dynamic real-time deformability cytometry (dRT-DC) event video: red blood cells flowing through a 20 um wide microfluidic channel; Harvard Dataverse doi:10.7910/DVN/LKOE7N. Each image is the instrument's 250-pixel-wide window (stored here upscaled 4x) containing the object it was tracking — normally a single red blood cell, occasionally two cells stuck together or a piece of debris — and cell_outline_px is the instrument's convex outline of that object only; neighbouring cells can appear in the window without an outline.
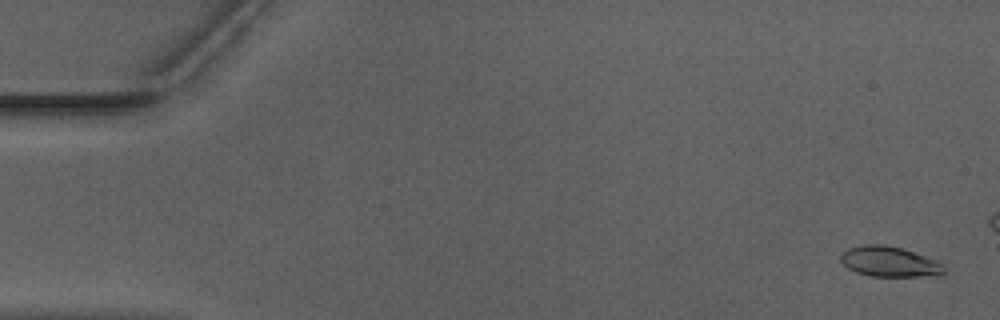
{"species": "Egyptian fruit bat (a non-hibernating species)", "species_latin": "Rousettus aegyptiacus", "temperature_condition": "warm", "stored_images_in_passage": 46, "camera_frame_rate_fps": 3000, "um_per_image_px": 0.085, "animal": {"sex": "male"}, "frame": {"image": 1, "passage_image": 2, "time_ms": 0.333, "image_size_px": [1000, 320], "cell_outline_px": [[944, 272], [920, 276], [872, 276], [856, 272], [848, 268], [840, 260], [840, 252], [848, 248], [860, 244], [884, 244], [904, 248], [936, 260], [944, 264]], "centroid_in_image_um": [75.54, 22.21], "position_along_channel_um": 9.5, "area_um2": 18.26}}
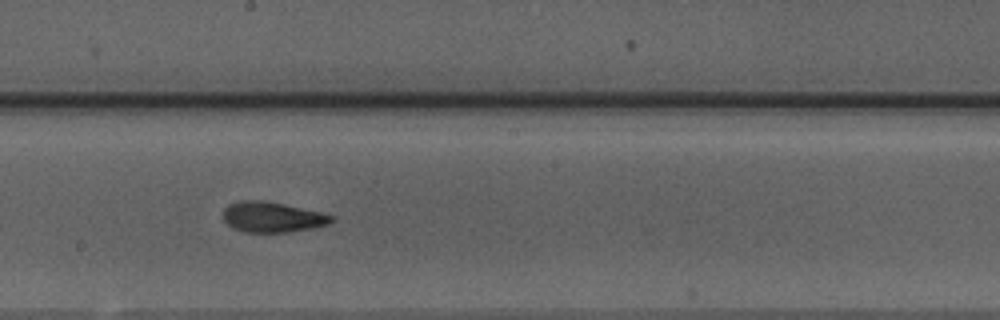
{"frame": {"image": 2, "passage_image": 29, "time_ms": 9.333, "image_size_px": [1000, 320], "cell_outline_px": [[336, 220], [328, 224], [312, 228], [288, 232], [244, 232], [232, 228], [224, 220], [224, 208], [228, 204], [240, 200], [260, 200], [284, 204], [320, 212], [332, 216]], "centroid_in_image_um": [23.12, 18.45], "position_along_channel_um": 225.1, "area_um2": 19.13}}
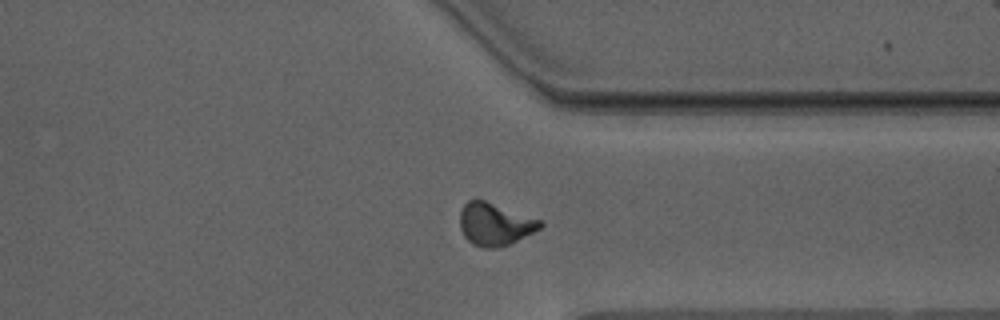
{"frame": {"image": 3, "passage_image": 40, "time_ms": 13.0, "image_size_px": [1000, 320], "cell_outline_px": [[544, 224], [540, 228], [508, 244], [496, 248], [484, 248], [472, 244], [464, 236], [460, 228], [460, 212], [464, 204], [468, 200], [484, 200], [540, 220]], "centroid_in_image_um": [42.02, 19.06], "position_along_channel_um": 369.4, "area_um2": 19.48}, "authors_computed_cell_mechanics": {"area_um2": 18.9295, "velocity_mm_per_s": 3.9673, "shape_relaxation_time_tau1_ms": 6.194, "shape_relaxation_time_tau2_ms": 2.0605, "deformation_change_tau1": 0.1824, "deformation_change_tau2": 0.0969}}